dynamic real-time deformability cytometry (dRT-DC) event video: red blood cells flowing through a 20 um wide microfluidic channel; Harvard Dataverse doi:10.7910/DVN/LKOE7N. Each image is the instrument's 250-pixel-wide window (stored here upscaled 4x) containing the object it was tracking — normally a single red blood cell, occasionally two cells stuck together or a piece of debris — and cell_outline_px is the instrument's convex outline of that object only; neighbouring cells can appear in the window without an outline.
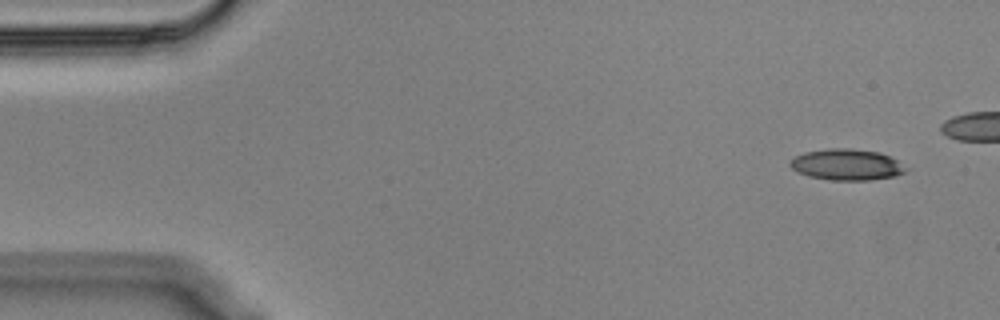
{"species": "Egyptian fruit bat (a non-hibernating species)", "species_latin": "Rousettus aegyptiacus", "temperature_condition": "cold", "stored_images_in_passage": 43, "camera_frame_rate_fps": 3000, "um_per_image_px": 0.085, "animal": {"sex": "male"}, "frame": {"image": 1, "passage_image": 1, "time_ms": 0.0, "image_size_px": [1000, 320], "cell_outline_px": [[908, 168], [904, 172], [896, 176], [872, 180], [828, 180], [808, 176], [796, 172], [788, 164], [788, 160], [804, 152], [828, 148], [852, 148], [880, 152], [896, 160]], "centroid_in_image_um": [71.93, 13.99], "position_along_channel_um": 13.1, "area_um2": 21.27}}
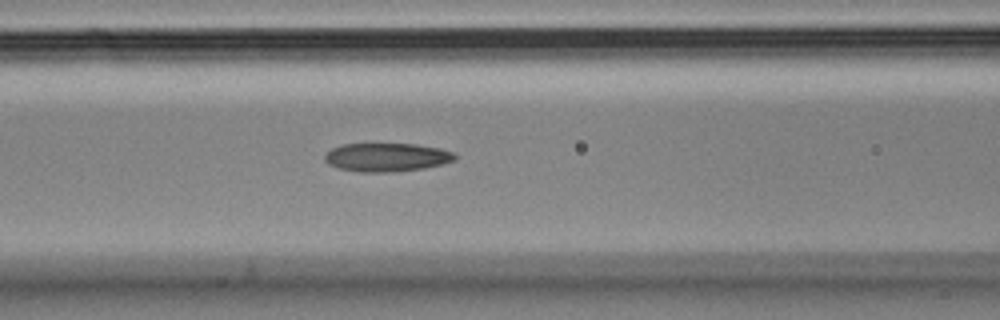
{"frame": {"image": 2, "passage_image": 20, "time_ms": 6.333, "image_size_px": [1000, 320], "cell_outline_px": [[456, 160], [424, 168], [388, 172], [360, 172], [340, 168], [328, 164], [324, 160], [324, 156], [332, 148], [340, 144], [416, 144], [440, 148], [452, 152], [456, 156]], "centroid_in_image_um": [32.85, 13.36], "position_along_channel_um": 133.7, "area_um2": 21.5}}
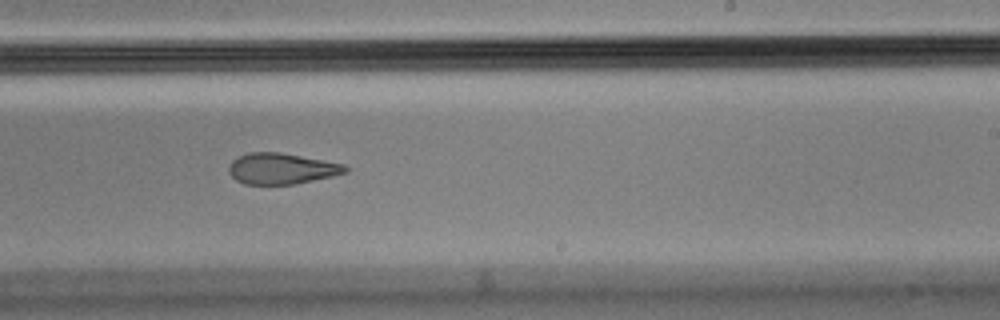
{"frame": {"image": 3, "passage_image": 31, "time_ms": 10.0, "image_size_px": [1000, 320], "cell_outline_px": [[348, 172], [332, 176], [296, 184], [244, 184], [236, 180], [228, 172], [228, 168], [232, 160], [248, 152], [280, 152], [344, 164], [348, 168]], "centroid_in_image_um": [23.92, 14.33], "position_along_channel_um": 265.1, "area_um2": 20.98}}